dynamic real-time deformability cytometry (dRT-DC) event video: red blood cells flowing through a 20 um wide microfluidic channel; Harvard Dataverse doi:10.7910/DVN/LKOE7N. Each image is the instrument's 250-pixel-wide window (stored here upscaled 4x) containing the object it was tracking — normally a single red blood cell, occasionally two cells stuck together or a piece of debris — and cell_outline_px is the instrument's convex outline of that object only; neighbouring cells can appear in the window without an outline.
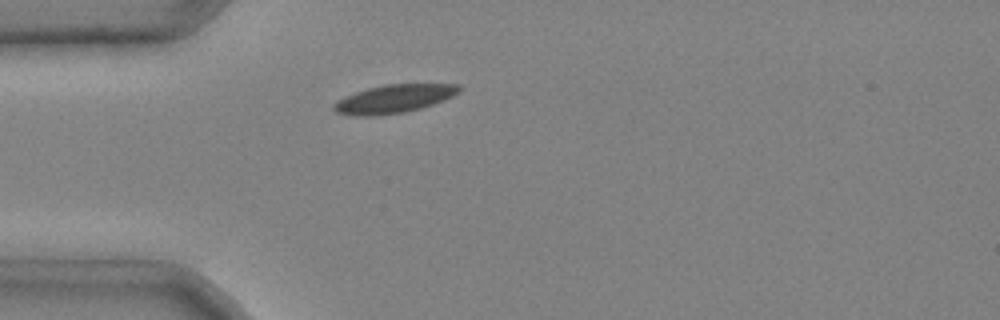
{"species": "common noctule bat (a hibernating species)", "species_latin": "Nyctalus noctula", "temperature_condition": "cold", "stored_images_in_passage": 1, "camera_frame_rate_fps": 3000, "um_per_image_px": 0.085, "animal": {"sex": "male", "body_mass_g": 20.4}, "frame": {"image": 1, "passage_image": 1, "time_ms": 0.0, "image_size_px": [1000, 320], "cell_outline_px": [[464, 88], [460, 92], [444, 100], [420, 108], [404, 112], [376, 116], [356, 116], [336, 112], [332, 108], [332, 104], [336, 100], [344, 96], [368, 88], [384, 84], [460, 84]], "centroid_in_image_um": [33.48, 8.39], "position_along_channel_um": 51.5, "area_um2": 20.81}}